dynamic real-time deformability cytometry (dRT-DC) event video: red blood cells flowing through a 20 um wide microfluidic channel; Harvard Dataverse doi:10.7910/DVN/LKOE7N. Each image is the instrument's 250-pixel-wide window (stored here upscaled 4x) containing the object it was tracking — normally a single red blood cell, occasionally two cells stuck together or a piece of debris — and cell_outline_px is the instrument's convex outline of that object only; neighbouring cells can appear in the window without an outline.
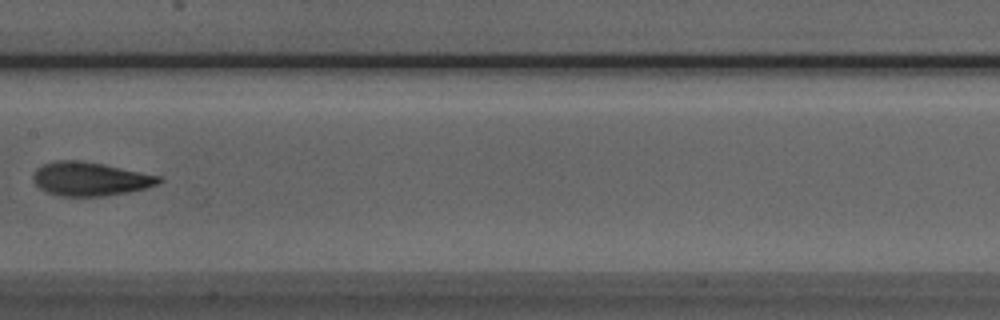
{"species": "Egyptian fruit bat (a non-hibernating species)", "species_latin": "Rousettus aegyptiacus", "temperature_condition": "room temperature", "stored_images_in_passage": 7, "camera_frame_rate_fps": 3000, "um_per_image_px": 0.085, "animal": {"sex": "male"}, "frame": {"image": 1, "passage_image": 7, "time_ms": 2.0, "image_size_px": [1000, 320], "cell_outline_px": [[164, 180], [156, 184], [144, 188], [128, 192], [104, 196], [60, 196], [48, 192], [40, 188], [36, 184], [32, 176], [36, 168], [44, 164], [56, 160], [76, 160], [104, 164], [160, 176]], "centroid_in_image_um": [7.65, 15.2], "position_along_channel_um": 199.8, "area_um2": 24.51}}